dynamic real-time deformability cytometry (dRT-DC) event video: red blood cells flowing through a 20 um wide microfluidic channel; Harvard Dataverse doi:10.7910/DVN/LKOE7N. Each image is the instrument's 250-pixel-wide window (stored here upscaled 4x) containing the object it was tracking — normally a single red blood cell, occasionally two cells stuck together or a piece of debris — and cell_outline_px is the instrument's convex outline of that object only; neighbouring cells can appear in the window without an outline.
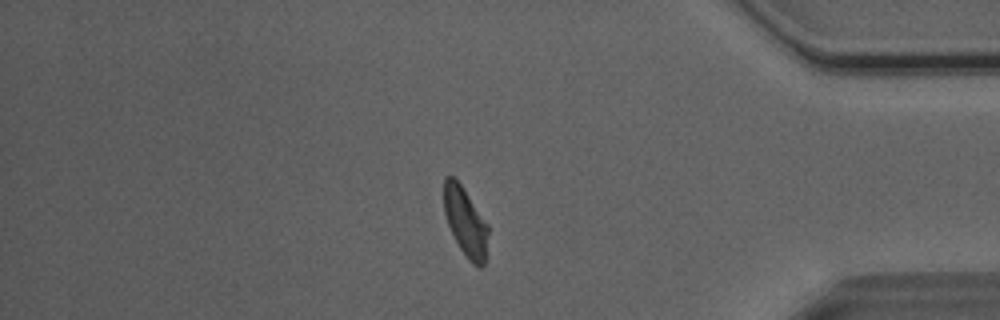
{"species": "Egyptian fruit bat (a non-hibernating species)", "species_latin": "Rousettus aegyptiacus", "temperature_condition": "room temperature", "stored_images_in_passage": 40, "camera_frame_rate_fps": 3000, "um_per_image_px": 0.085, "animal": {"sex": "male"}, "frame": {"image": 1, "passage_image": 32, "time_ms": 10.333, "image_size_px": [1000, 320], "cell_outline_px": [[488, 232], [484, 264], [480, 268], [476, 268], [468, 260], [460, 248], [448, 224], [444, 212], [444, 176], [452, 176], [460, 184], [488, 224]], "centroid_in_image_um": [39.56, 18.89], "position_along_channel_um": 395.6, "area_um2": 17.46}}
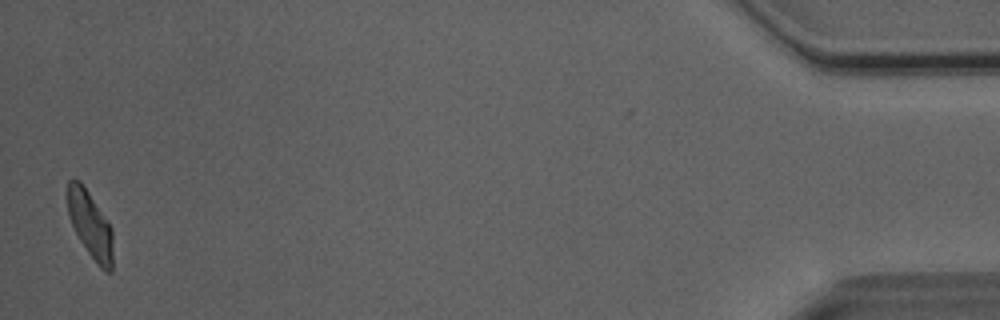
{"frame": {"image": 2, "passage_image": 39, "time_ms": 12.667, "image_size_px": [1000, 320], "cell_outline_px": [[112, 272], [104, 272], [96, 264], [80, 240], [68, 216], [64, 192], [68, 180], [72, 176], [80, 180], [112, 228]], "centroid_in_image_um": [7.61, 19.03], "position_along_channel_um": 427.6, "area_um2": 18.03}, "authors_computed_cell_mechanics": {"area_um2": 18.3515, "velocity_mm_per_s": 4.0384, "shape_relaxation_time_tau1_ms": 4.1556, "shape_relaxation_time_tau2_ms": 2.5061, "deformation_change_tau1": 0.1527, "deformation_change_tau2": 0.0987}}